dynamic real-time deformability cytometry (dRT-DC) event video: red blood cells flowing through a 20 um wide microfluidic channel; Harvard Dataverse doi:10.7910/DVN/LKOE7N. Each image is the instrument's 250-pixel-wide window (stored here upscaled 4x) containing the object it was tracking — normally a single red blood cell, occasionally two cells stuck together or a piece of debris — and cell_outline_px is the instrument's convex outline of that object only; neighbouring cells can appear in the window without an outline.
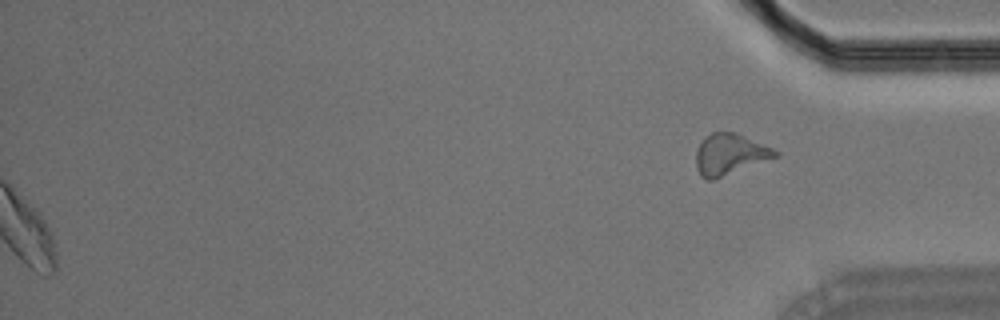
{"species": "Egyptian fruit bat (a non-hibernating species)", "species_latin": "Rousettus aegyptiacus", "temperature_condition": "room temperature", "stored_images_in_passage": 51, "segment_of_instrument_passage": [2, 2], "camera_frame_rate_fps": 3000, "um_per_image_px": 0.085, "animal": {"sex": "male"}, "frame": {"image": 1, "passage_image": 51, "time_ms": 16.667, "image_size_px": [1000, 320], "cell_outline_px": [[780, 156], [712, 180], [708, 180], [700, 176], [696, 168], [696, 148], [704, 136], [712, 132], [736, 132], [772, 148], [780, 152]], "centroid_in_image_um": [62.02, 13.11], "position_along_channel_um": 373.2, "area_um2": 19.07}}